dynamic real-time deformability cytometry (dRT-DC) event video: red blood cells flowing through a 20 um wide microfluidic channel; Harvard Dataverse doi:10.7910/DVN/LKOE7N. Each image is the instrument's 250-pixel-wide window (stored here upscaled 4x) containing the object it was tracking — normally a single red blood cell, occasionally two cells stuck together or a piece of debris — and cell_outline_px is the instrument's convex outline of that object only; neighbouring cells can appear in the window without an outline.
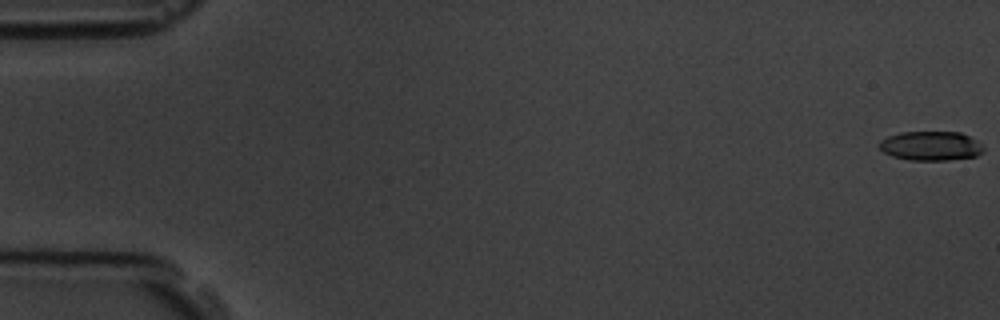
{"species": "common noctule bat (a hibernating species)", "species_latin": "Nyctalus noctula", "temperature_condition": "room temperature", "stored_images_in_passage": 6, "camera_frame_rate_fps": 3000, "um_per_image_px": 0.085, "animal": {"sex": "male", "body_mass_g": 19.5, "forearm_length_mm": 54.6}, "frame": {"image": 1, "passage_image": 1, "time_ms": 0.0, "image_size_px": [1000, 320], "cell_outline_px": [[984, 152], [976, 156], [948, 160], [908, 160], [892, 156], [884, 152], [880, 148], [880, 140], [888, 136], [900, 132], [960, 132], [976, 140], [984, 148]], "centroid_in_image_um": [79.12, 12.4], "position_along_channel_um": 5.9, "area_um2": 17.74}}
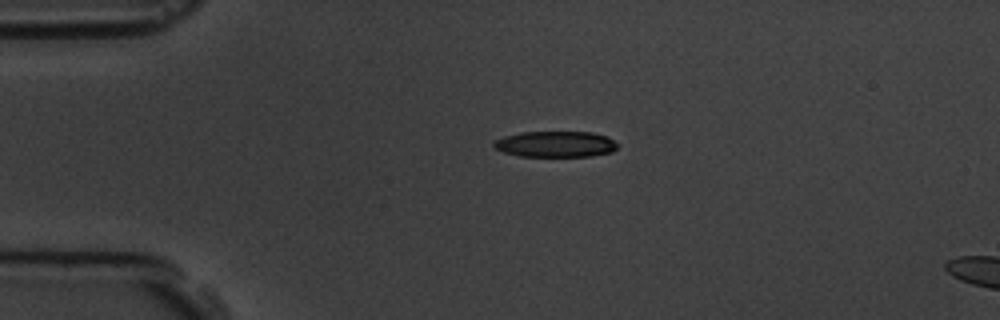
{"frame": {"image": 2, "passage_image": 5, "time_ms": 4.333, "image_size_px": [1000, 320], "cell_outline_px": [[616, 148], [612, 152], [592, 156], [520, 156], [504, 152], [496, 148], [492, 144], [496, 140], [504, 136], [520, 132], [592, 132], [608, 136], [616, 144]], "centroid_in_image_um": [47.22, 12.25], "position_along_channel_um": 37.8, "area_um2": 18.61}}